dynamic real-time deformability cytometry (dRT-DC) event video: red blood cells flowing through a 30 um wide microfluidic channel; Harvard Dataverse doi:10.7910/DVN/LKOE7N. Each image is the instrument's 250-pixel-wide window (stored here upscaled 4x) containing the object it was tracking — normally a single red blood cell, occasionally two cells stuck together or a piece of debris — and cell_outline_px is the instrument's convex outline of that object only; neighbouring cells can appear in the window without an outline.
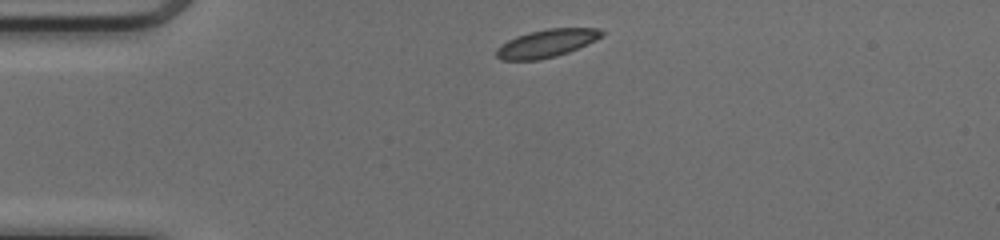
{"species": "common noctule bat (a hibernating species)", "species_latin": "Nyctalus noctula", "temperature_condition": "cold", "stored_images_in_passage": 40, "camera_frame_rate_fps": 3000, "um_per_image_px": 0.085, "animal": {"sex": "female", "body_mass_g": 17.0, "forearm_length_mm": 48.0}, "frame": {"image": 1, "passage_image": 1, "time_ms": 0.0, "image_size_px": [1000, 240], "cell_outline_px": [[604, 32], [596, 40], [568, 52], [556, 56], [540, 60], [500, 60], [496, 56], [496, 48], [500, 44], [516, 36], [528, 32], [548, 28], [600, 28]], "centroid_in_image_um": [46.42, 3.68], "position_along_channel_um": 38.6, "area_um2": 17.17}}
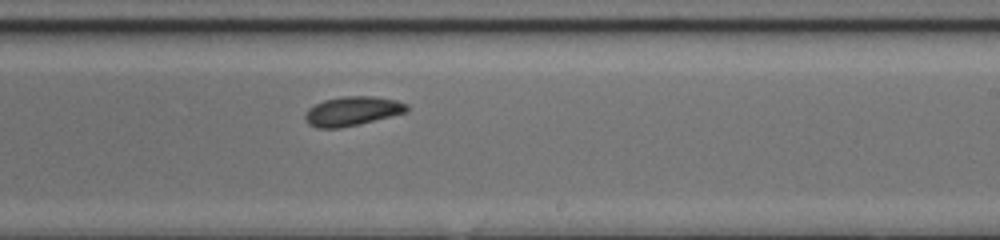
{"frame": {"image": 2, "passage_image": 20, "time_ms": 6.333, "image_size_px": [1000, 240], "cell_outline_px": [[408, 112], [360, 124], [340, 128], [316, 128], [308, 124], [304, 120], [304, 116], [308, 108], [324, 100], [344, 96], [372, 96], [396, 100], [408, 104]], "centroid_in_image_um": [29.94, 9.45], "position_along_channel_um": 259.1, "area_um2": 17.46}}
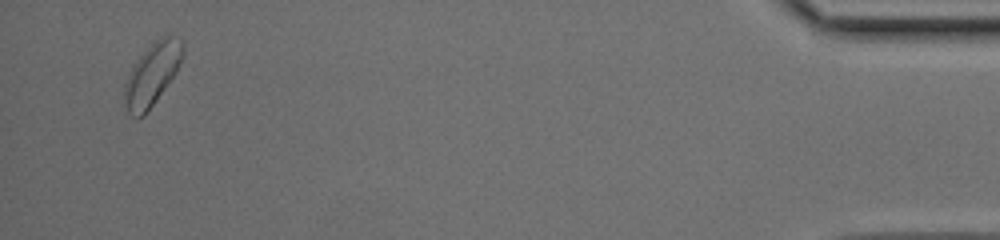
{"frame": {"image": 3, "passage_image": 38, "time_ms": 12.333, "image_size_px": [1000, 240], "cell_outline_px": [[184, 56], [176, 72], [144, 116], [132, 116], [128, 112], [124, 104], [124, 84], [132, 64], [160, 36], [168, 32], [184, 40]], "centroid_in_image_um": [12.95, 6.25], "position_along_channel_um": 422.2, "area_um2": 21.39}, "authors_computed_cell_mechanics": {"area_um2": 17.629, "velocity_mm_per_s": 4.0805, "shape_relaxation_time_tau1_ms": 3.5695, "shape_relaxation_time_tau2_ms": null, "deformation_change_tau1": 0.1013, "deformation_change_tau2": null}}